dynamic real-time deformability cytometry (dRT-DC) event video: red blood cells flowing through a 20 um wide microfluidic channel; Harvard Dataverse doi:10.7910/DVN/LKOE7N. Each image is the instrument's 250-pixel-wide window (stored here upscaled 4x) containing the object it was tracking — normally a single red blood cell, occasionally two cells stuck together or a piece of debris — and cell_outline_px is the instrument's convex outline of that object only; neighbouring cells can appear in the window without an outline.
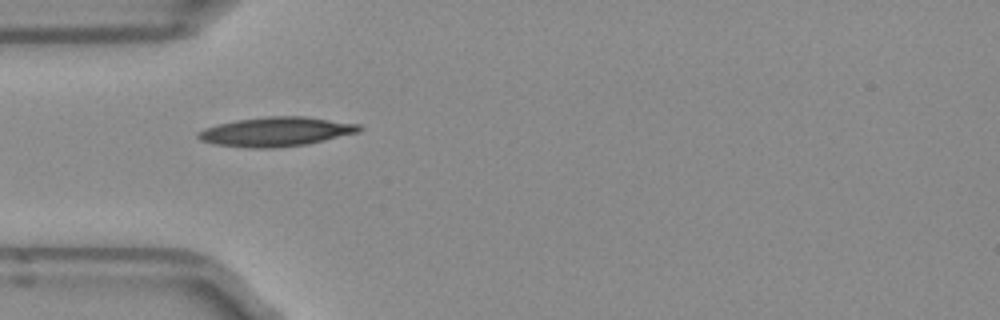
{"species": "Egyptian fruit bat (a non-hibernating species)", "species_latin": "Rousettus aegyptiacus", "temperature_condition": "room temperature", "stored_images_in_passage": 37, "camera_frame_rate_fps": 3000, "um_per_image_px": 0.085, "frame": {"image": 1, "passage_image": 1, "time_ms": 0.0, "image_size_px": [1000, 320], "cell_outline_px": [[364, 128], [360, 132], [324, 140], [304, 144], [272, 148], [248, 148], [216, 144], [200, 140], [196, 136], [196, 132], [204, 128], [236, 120], [264, 116], [304, 116], [360, 124]], "centroid_in_image_um": [23.46, 11.18], "position_along_channel_um": 61.5, "area_um2": 27.46}}
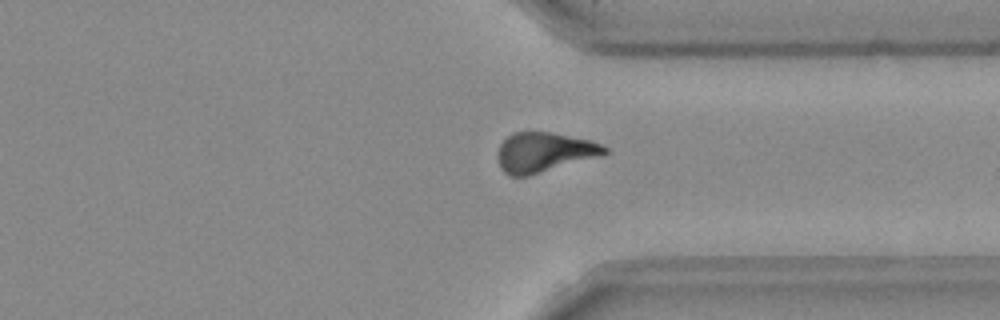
{"frame": {"image": 2, "passage_image": 24, "time_ms": 7.667, "image_size_px": [1000, 320], "cell_outline_px": [[608, 152], [604, 156], [528, 176], [508, 176], [500, 168], [496, 156], [500, 144], [512, 132], [552, 132], [592, 140], [608, 148]], "centroid_in_image_um": [46.27, 12.95], "position_along_channel_um": 365.1, "area_um2": 25.26}}
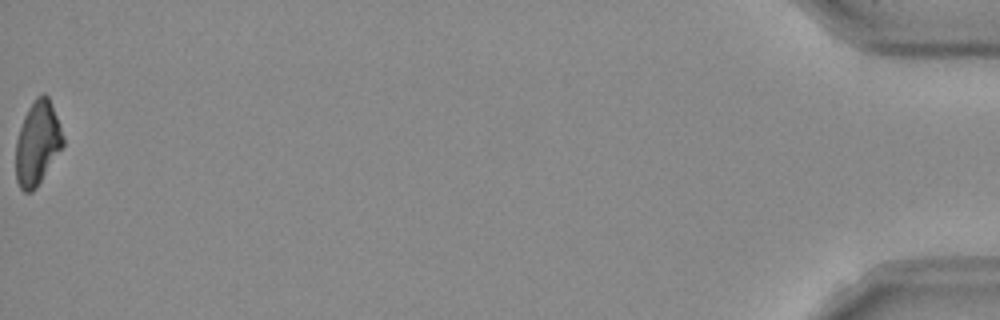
{"frame": {"image": 3, "passage_image": 37, "time_ms": 12.0, "image_size_px": [1000, 320], "cell_outline_px": [[64, 144], [36, 188], [32, 192], [24, 192], [20, 188], [16, 180], [16, 140], [24, 116], [28, 108], [36, 96], [44, 92], [48, 96], [60, 124], [64, 136]], "centroid_in_image_um": [3.18, 12.15], "position_along_channel_um": 432.0, "area_um2": 23.0}, "authors_computed_cell_mechanics": {"area_um2": 24.5072, "velocity_mm_per_s": 3.9752, "shape_relaxation_time_tau1_ms": 8.3468, "shape_relaxation_time_tau2_ms": 7.8581, "deformation_change_tau1": 0.2031, "deformation_change_tau2": 0.1728}}